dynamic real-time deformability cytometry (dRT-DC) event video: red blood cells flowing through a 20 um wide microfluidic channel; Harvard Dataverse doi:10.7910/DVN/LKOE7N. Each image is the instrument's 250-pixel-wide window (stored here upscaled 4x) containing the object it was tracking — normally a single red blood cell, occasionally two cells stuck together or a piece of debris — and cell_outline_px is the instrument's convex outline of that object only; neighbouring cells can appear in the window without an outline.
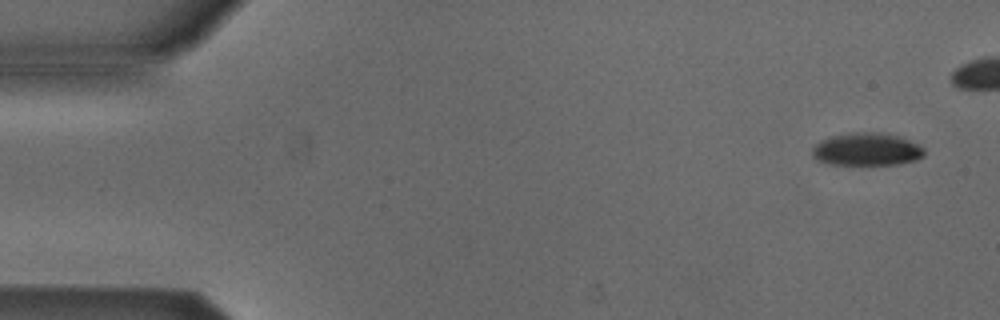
{"species": "Egyptian fruit bat (a non-hibernating species)", "species_latin": "Rousettus aegyptiacus", "temperature_condition": "cold", "stored_images_in_passage": 5, "camera_frame_rate_fps": 3000, "um_per_image_px": 0.085, "animal": {"sex": "male"}, "frame": {"image": 1, "passage_image": 1, "time_ms": 0.0, "image_size_px": [1000, 320], "cell_outline_px": [[924, 156], [916, 160], [896, 164], [832, 164], [816, 160], [812, 156], [812, 148], [820, 140], [832, 136], [852, 132], [876, 132], [896, 136], [908, 140], [924, 148]], "centroid_in_image_um": [73.64, 12.69], "position_along_channel_um": 11.4, "area_um2": 21.15}}